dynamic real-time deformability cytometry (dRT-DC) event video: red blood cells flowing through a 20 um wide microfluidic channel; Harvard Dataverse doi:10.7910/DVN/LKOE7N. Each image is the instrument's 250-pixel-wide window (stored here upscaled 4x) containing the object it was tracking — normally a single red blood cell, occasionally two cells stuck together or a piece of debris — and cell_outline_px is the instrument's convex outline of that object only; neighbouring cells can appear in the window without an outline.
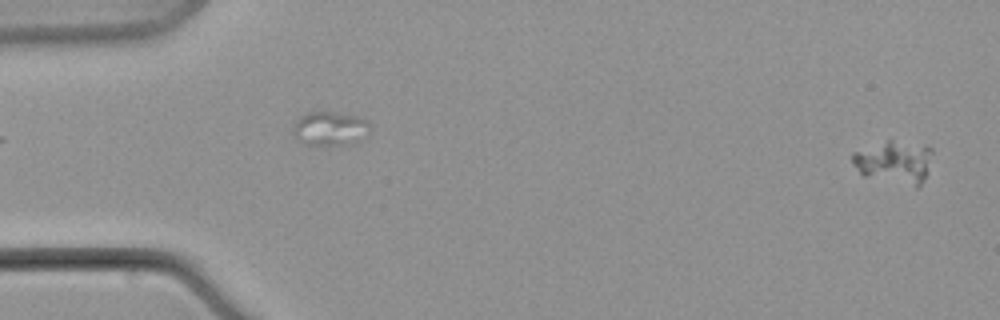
{"species": "common noctule bat (a hibernating species)", "species_latin": "Nyctalus noctula", "temperature_condition": "warm", "stored_images_in_passage": 14, "camera_frame_rate_fps": 3000, "um_per_image_px": 0.085, "animal": {"sex": "male", "body_mass_g": 21.5, "forearm_length_mm": 52.0}, "frame": {"image": 1, "passage_image": 1, "time_ms": 0.0, "image_size_px": [1000, 320], "cell_outline_px": [[932, 152], [924, 180], [916, 188], [864, 176], [852, 164], [852, 152], [888, 140], [892, 140], [932, 148]], "centroid_in_image_um": [75.98, 13.8], "position_along_channel_um": 9.0, "area_um2": 19.71}}
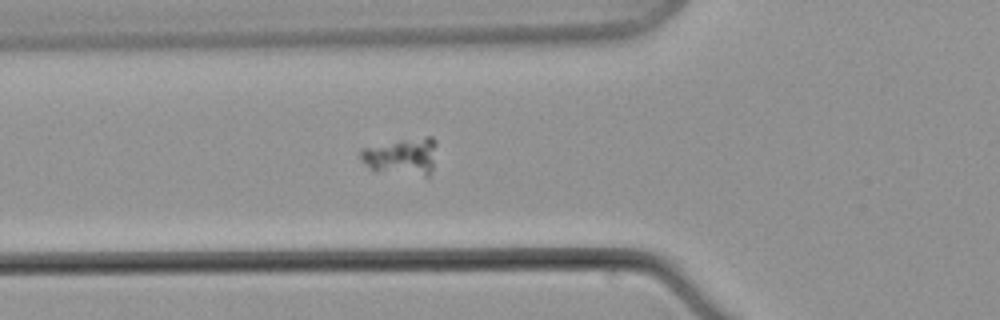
{"frame": {"image": 2, "passage_image": 7, "time_ms": 9.333, "image_size_px": [1000, 320], "cell_outline_px": [[436, 144], [432, 168], [428, 176], [424, 176], [372, 168], [360, 160], [360, 148], [424, 136], [432, 136], [436, 140]], "centroid_in_image_um": [34.18, 13.25], "position_along_channel_um": 91.6, "area_um2": 15.9}}
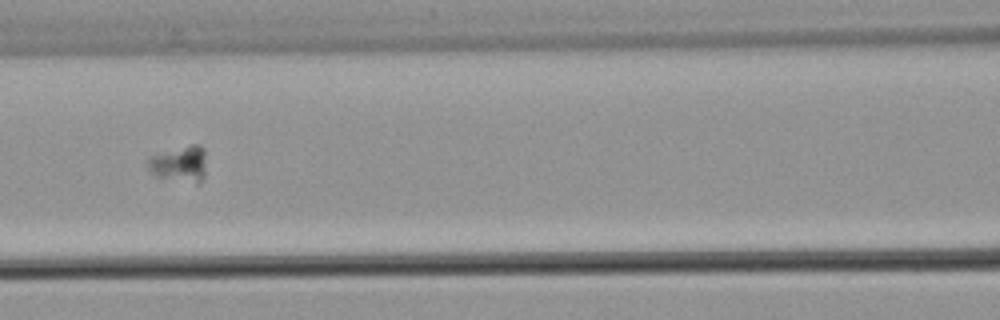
{"frame": {"image": 3, "passage_image": 9, "time_ms": 11.667, "image_size_px": [1000, 320], "cell_outline_px": [[204, 176], [200, 184], [196, 184], [156, 176], [148, 168], [148, 156], [188, 144], [200, 144], [204, 148]], "centroid_in_image_um": [15.27, 13.92], "position_along_channel_um": 151.3, "area_um2": 12.43}}